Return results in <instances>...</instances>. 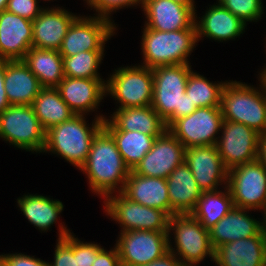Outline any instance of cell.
I'll use <instances>...</instances> for the list:
<instances>
[{
    "mask_svg": "<svg viewBox=\"0 0 266 266\" xmlns=\"http://www.w3.org/2000/svg\"><path fill=\"white\" fill-rule=\"evenodd\" d=\"M79 170L87 175L92 192L104 199L123 191L130 172L114 139L104 127L94 136L87 160Z\"/></svg>",
    "mask_w": 266,
    "mask_h": 266,
    "instance_id": "cell-1",
    "label": "cell"
},
{
    "mask_svg": "<svg viewBox=\"0 0 266 266\" xmlns=\"http://www.w3.org/2000/svg\"><path fill=\"white\" fill-rule=\"evenodd\" d=\"M189 64L162 65L152 68L153 99L151 106L168 127L174 120L190 115L197 107L187 94Z\"/></svg>",
    "mask_w": 266,
    "mask_h": 266,
    "instance_id": "cell-2",
    "label": "cell"
},
{
    "mask_svg": "<svg viewBox=\"0 0 266 266\" xmlns=\"http://www.w3.org/2000/svg\"><path fill=\"white\" fill-rule=\"evenodd\" d=\"M105 118L104 115H96L89 127L84 115H74L71 119L51 127L46 131L43 153L49 151L60 155L80 169L87 160L92 140L103 127Z\"/></svg>",
    "mask_w": 266,
    "mask_h": 266,
    "instance_id": "cell-3",
    "label": "cell"
},
{
    "mask_svg": "<svg viewBox=\"0 0 266 266\" xmlns=\"http://www.w3.org/2000/svg\"><path fill=\"white\" fill-rule=\"evenodd\" d=\"M259 81L261 91L243 82L227 81L221 93L220 109L224 120L266 134V90L263 82Z\"/></svg>",
    "mask_w": 266,
    "mask_h": 266,
    "instance_id": "cell-4",
    "label": "cell"
},
{
    "mask_svg": "<svg viewBox=\"0 0 266 266\" xmlns=\"http://www.w3.org/2000/svg\"><path fill=\"white\" fill-rule=\"evenodd\" d=\"M143 29L141 40L143 66L154 68L162 65L190 64L187 57L198 42L196 29L177 31H157L147 27Z\"/></svg>",
    "mask_w": 266,
    "mask_h": 266,
    "instance_id": "cell-5",
    "label": "cell"
},
{
    "mask_svg": "<svg viewBox=\"0 0 266 266\" xmlns=\"http://www.w3.org/2000/svg\"><path fill=\"white\" fill-rule=\"evenodd\" d=\"M171 231H174V245H171ZM168 251L173 253L183 266H196L211 257L214 262V249L210 242L209 230L191 214H174L169 219ZM179 256V257H178Z\"/></svg>",
    "mask_w": 266,
    "mask_h": 266,
    "instance_id": "cell-6",
    "label": "cell"
},
{
    "mask_svg": "<svg viewBox=\"0 0 266 266\" xmlns=\"http://www.w3.org/2000/svg\"><path fill=\"white\" fill-rule=\"evenodd\" d=\"M0 138L22 150L41 153L46 131L32 105H10L0 113Z\"/></svg>",
    "mask_w": 266,
    "mask_h": 266,
    "instance_id": "cell-7",
    "label": "cell"
},
{
    "mask_svg": "<svg viewBox=\"0 0 266 266\" xmlns=\"http://www.w3.org/2000/svg\"><path fill=\"white\" fill-rule=\"evenodd\" d=\"M115 69L106 81V95L119 103V108L147 107L153 99L152 68L127 66Z\"/></svg>",
    "mask_w": 266,
    "mask_h": 266,
    "instance_id": "cell-8",
    "label": "cell"
},
{
    "mask_svg": "<svg viewBox=\"0 0 266 266\" xmlns=\"http://www.w3.org/2000/svg\"><path fill=\"white\" fill-rule=\"evenodd\" d=\"M104 206L107 216L122 227L121 232L168 231L170 216L165 211L138 204L122 192L109 195L104 200Z\"/></svg>",
    "mask_w": 266,
    "mask_h": 266,
    "instance_id": "cell-9",
    "label": "cell"
},
{
    "mask_svg": "<svg viewBox=\"0 0 266 266\" xmlns=\"http://www.w3.org/2000/svg\"><path fill=\"white\" fill-rule=\"evenodd\" d=\"M226 186L234 207L266 211V169L258 160L228 170Z\"/></svg>",
    "mask_w": 266,
    "mask_h": 266,
    "instance_id": "cell-10",
    "label": "cell"
},
{
    "mask_svg": "<svg viewBox=\"0 0 266 266\" xmlns=\"http://www.w3.org/2000/svg\"><path fill=\"white\" fill-rule=\"evenodd\" d=\"M223 121L220 106L200 107L174 120L167 129L185 148L216 145Z\"/></svg>",
    "mask_w": 266,
    "mask_h": 266,
    "instance_id": "cell-11",
    "label": "cell"
},
{
    "mask_svg": "<svg viewBox=\"0 0 266 266\" xmlns=\"http://www.w3.org/2000/svg\"><path fill=\"white\" fill-rule=\"evenodd\" d=\"M116 25L111 20L98 16H78L70 25L61 47L63 57L84 51H104L105 42L114 35Z\"/></svg>",
    "mask_w": 266,
    "mask_h": 266,
    "instance_id": "cell-12",
    "label": "cell"
},
{
    "mask_svg": "<svg viewBox=\"0 0 266 266\" xmlns=\"http://www.w3.org/2000/svg\"><path fill=\"white\" fill-rule=\"evenodd\" d=\"M115 246L121 266H141L168 252V231L130 230L121 232Z\"/></svg>",
    "mask_w": 266,
    "mask_h": 266,
    "instance_id": "cell-13",
    "label": "cell"
},
{
    "mask_svg": "<svg viewBox=\"0 0 266 266\" xmlns=\"http://www.w3.org/2000/svg\"><path fill=\"white\" fill-rule=\"evenodd\" d=\"M222 129L216 146L228 170L257 160L260 134L256 130L229 120L223 121Z\"/></svg>",
    "mask_w": 266,
    "mask_h": 266,
    "instance_id": "cell-14",
    "label": "cell"
},
{
    "mask_svg": "<svg viewBox=\"0 0 266 266\" xmlns=\"http://www.w3.org/2000/svg\"><path fill=\"white\" fill-rule=\"evenodd\" d=\"M185 162V147L166 129L156 137L152 149L132 170L146 177L167 179L171 172Z\"/></svg>",
    "mask_w": 266,
    "mask_h": 266,
    "instance_id": "cell-15",
    "label": "cell"
},
{
    "mask_svg": "<svg viewBox=\"0 0 266 266\" xmlns=\"http://www.w3.org/2000/svg\"><path fill=\"white\" fill-rule=\"evenodd\" d=\"M185 163L202 192L216 191L223 182L227 185L228 169L216 145L185 148Z\"/></svg>",
    "mask_w": 266,
    "mask_h": 266,
    "instance_id": "cell-16",
    "label": "cell"
},
{
    "mask_svg": "<svg viewBox=\"0 0 266 266\" xmlns=\"http://www.w3.org/2000/svg\"><path fill=\"white\" fill-rule=\"evenodd\" d=\"M146 15L144 27L157 31L196 29L195 12L188 6L173 0H143Z\"/></svg>",
    "mask_w": 266,
    "mask_h": 266,
    "instance_id": "cell-17",
    "label": "cell"
},
{
    "mask_svg": "<svg viewBox=\"0 0 266 266\" xmlns=\"http://www.w3.org/2000/svg\"><path fill=\"white\" fill-rule=\"evenodd\" d=\"M32 47V21L7 10L0 12V60H23Z\"/></svg>",
    "mask_w": 266,
    "mask_h": 266,
    "instance_id": "cell-18",
    "label": "cell"
},
{
    "mask_svg": "<svg viewBox=\"0 0 266 266\" xmlns=\"http://www.w3.org/2000/svg\"><path fill=\"white\" fill-rule=\"evenodd\" d=\"M77 17L64 8H43L32 21V47L59 50L70 25Z\"/></svg>",
    "mask_w": 266,
    "mask_h": 266,
    "instance_id": "cell-19",
    "label": "cell"
},
{
    "mask_svg": "<svg viewBox=\"0 0 266 266\" xmlns=\"http://www.w3.org/2000/svg\"><path fill=\"white\" fill-rule=\"evenodd\" d=\"M62 100L76 115L95 111L106 96L104 79L70 78L65 76L56 87ZM104 96V97H103Z\"/></svg>",
    "mask_w": 266,
    "mask_h": 266,
    "instance_id": "cell-20",
    "label": "cell"
},
{
    "mask_svg": "<svg viewBox=\"0 0 266 266\" xmlns=\"http://www.w3.org/2000/svg\"><path fill=\"white\" fill-rule=\"evenodd\" d=\"M214 262L216 266H266V230L220 245L214 250Z\"/></svg>",
    "mask_w": 266,
    "mask_h": 266,
    "instance_id": "cell-21",
    "label": "cell"
},
{
    "mask_svg": "<svg viewBox=\"0 0 266 266\" xmlns=\"http://www.w3.org/2000/svg\"><path fill=\"white\" fill-rule=\"evenodd\" d=\"M250 209L233 207L209 230L210 242L215 250L222 244L258 236L264 230V222L250 217Z\"/></svg>",
    "mask_w": 266,
    "mask_h": 266,
    "instance_id": "cell-22",
    "label": "cell"
},
{
    "mask_svg": "<svg viewBox=\"0 0 266 266\" xmlns=\"http://www.w3.org/2000/svg\"><path fill=\"white\" fill-rule=\"evenodd\" d=\"M106 130L140 131L146 135L160 136L166 129L164 120L153 107L117 108L111 118H105Z\"/></svg>",
    "mask_w": 266,
    "mask_h": 266,
    "instance_id": "cell-23",
    "label": "cell"
},
{
    "mask_svg": "<svg viewBox=\"0 0 266 266\" xmlns=\"http://www.w3.org/2000/svg\"><path fill=\"white\" fill-rule=\"evenodd\" d=\"M195 12V26L197 33V41L201 38L208 37L219 42L232 40L243 34L247 26L232 12L223 7L219 2L214 4L199 20Z\"/></svg>",
    "mask_w": 266,
    "mask_h": 266,
    "instance_id": "cell-24",
    "label": "cell"
},
{
    "mask_svg": "<svg viewBox=\"0 0 266 266\" xmlns=\"http://www.w3.org/2000/svg\"><path fill=\"white\" fill-rule=\"evenodd\" d=\"M4 87L10 105H32L43 88L23 60L5 61Z\"/></svg>",
    "mask_w": 266,
    "mask_h": 266,
    "instance_id": "cell-25",
    "label": "cell"
},
{
    "mask_svg": "<svg viewBox=\"0 0 266 266\" xmlns=\"http://www.w3.org/2000/svg\"><path fill=\"white\" fill-rule=\"evenodd\" d=\"M170 200V217L174 214H190L196 207L202 191L192 171L184 162L166 179Z\"/></svg>",
    "mask_w": 266,
    "mask_h": 266,
    "instance_id": "cell-26",
    "label": "cell"
},
{
    "mask_svg": "<svg viewBox=\"0 0 266 266\" xmlns=\"http://www.w3.org/2000/svg\"><path fill=\"white\" fill-rule=\"evenodd\" d=\"M122 193L138 204L160 209L170 216L166 179L140 176L130 171Z\"/></svg>",
    "mask_w": 266,
    "mask_h": 266,
    "instance_id": "cell-27",
    "label": "cell"
},
{
    "mask_svg": "<svg viewBox=\"0 0 266 266\" xmlns=\"http://www.w3.org/2000/svg\"><path fill=\"white\" fill-rule=\"evenodd\" d=\"M23 62L38 78L42 87L56 88L63 80V56L58 50L31 47Z\"/></svg>",
    "mask_w": 266,
    "mask_h": 266,
    "instance_id": "cell-28",
    "label": "cell"
},
{
    "mask_svg": "<svg viewBox=\"0 0 266 266\" xmlns=\"http://www.w3.org/2000/svg\"><path fill=\"white\" fill-rule=\"evenodd\" d=\"M17 203L28 221L44 232L57 223L58 215L64 208L61 201L37 194H25L17 198Z\"/></svg>",
    "mask_w": 266,
    "mask_h": 266,
    "instance_id": "cell-29",
    "label": "cell"
},
{
    "mask_svg": "<svg viewBox=\"0 0 266 266\" xmlns=\"http://www.w3.org/2000/svg\"><path fill=\"white\" fill-rule=\"evenodd\" d=\"M32 107L45 131L76 115L62 100L59 90L52 87H43Z\"/></svg>",
    "mask_w": 266,
    "mask_h": 266,
    "instance_id": "cell-30",
    "label": "cell"
},
{
    "mask_svg": "<svg viewBox=\"0 0 266 266\" xmlns=\"http://www.w3.org/2000/svg\"><path fill=\"white\" fill-rule=\"evenodd\" d=\"M224 192L219 190L202 192L195 209L190 213L205 229L210 230L217 222L225 217L234 207L227 186Z\"/></svg>",
    "mask_w": 266,
    "mask_h": 266,
    "instance_id": "cell-31",
    "label": "cell"
},
{
    "mask_svg": "<svg viewBox=\"0 0 266 266\" xmlns=\"http://www.w3.org/2000/svg\"><path fill=\"white\" fill-rule=\"evenodd\" d=\"M114 139L124 163L132 171L152 149L155 136L140 131L107 130Z\"/></svg>",
    "mask_w": 266,
    "mask_h": 266,
    "instance_id": "cell-32",
    "label": "cell"
},
{
    "mask_svg": "<svg viewBox=\"0 0 266 266\" xmlns=\"http://www.w3.org/2000/svg\"><path fill=\"white\" fill-rule=\"evenodd\" d=\"M225 82L213 83L199 73L190 72L188 76L186 93L197 108L220 106L221 93Z\"/></svg>",
    "mask_w": 266,
    "mask_h": 266,
    "instance_id": "cell-33",
    "label": "cell"
},
{
    "mask_svg": "<svg viewBox=\"0 0 266 266\" xmlns=\"http://www.w3.org/2000/svg\"><path fill=\"white\" fill-rule=\"evenodd\" d=\"M104 51H84L63 57L64 76L70 78L102 79L98 73Z\"/></svg>",
    "mask_w": 266,
    "mask_h": 266,
    "instance_id": "cell-34",
    "label": "cell"
},
{
    "mask_svg": "<svg viewBox=\"0 0 266 266\" xmlns=\"http://www.w3.org/2000/svg\"><path fill=\"white\" fill-rule=\"evenodd\" d=\"M59 237L55 247L54 261L49 266H78L77 238L62 223L59 225Z\"/></svg>",
    "mask_w": 266,
    "mask_h": 266,
    "instance_id": "cell-35",
    "label": "cell"
},
{
    "mask_svg": "<svg viewBox=\"0 0 266 266\" xmlns=\"http://www.w3.org/2000/svg\"><path fill=\"white\" fill-rule=\"evenodd\" d=\"M243 23L256 22L264 14L262 0H217Z\"/></svg>",
    "mask_w": 266,
    "mask_h": 266,
    "instance_id": "cell-36",
    "label": "cell"
},
{
    "mask_svg": "<svg viewBox=\"0 0 266 266\" xmlns=\"http://www.w3.org/2000/svg\"><path fill=\"white\" fill-rule=\"evenodd\" d=\"M87 5L96 10L98 17L110 19V14L121 8L135 6L136 4L142 7L143 0H85Z\"/></svg>",
    "mask_w": 266,
    "mask_h": 266,
    "instance_id": "cell-37",
    "label": "cell"
},
{
    "mask_svg": "<svg viewBox=\"0 0 266 266\" xmlns=\"http://www.w3.org/2000/svg\"><path fill=\"white\" fill-rule=\"evenodd\" d=\"M38 0H9L6 10L33 21L42 11Z\"/></svg>",
    "mask_w": 266,
    "mask_h": 266,
    "instance_id": "cell-38",
    "label": "cell"
},
{
    "mask_svg": "<svg viewBox=\"0 0 266 266\" xmlns=\"http://www.w3.org/2000/svg\"><path fill=\"white\" fill-rule=\"evenodd\" d=\"M99 244L85 243L77 238V263L78 266H92L97 254L103 249Z\"/></svg>",
    "mask_w": 266,
    "mask_h": 266,
    "instance_id": "cell-39",
    "label": "cell"
},
{
    "mask_svg": "<svg viewBox=\"0 0 266 266\" xmlns=\"http://www.w3.org/2000/svg\"><path fill=\"white\" fill-rule=\"evenodd\" d=\"M0 260L4 266H49L48 262L22 253L2 254Z\"/></svg>",
    "mask_w": 266,
    "mask_h": 266,
    "instance_id": "cell-40",
    "label": "cell"
},
{
    "mask_svg": "<svg viewBox=\"0 0 266 266\" xmlns=\"http://www.w3.org/2000/svg\"><path fill=\"white\" fill-rule=\"evenodd\" d=\"M92 266H121L120 257L116 246L110 251L102 249L93 262Z\"/></svg>",
    "mask_w": 266,
    "mask_h": 266,
    "instance_id": "cell-41",
    "label": "cell"
},
{
    "mask_svg": "<svg viewBox=\"0 0 266 266\" xmlns=\"http://www.w3.org/2000/svg\"><path fill=\"white\" fill-rule=\"evenodd\" d=\"M141 266H183V265L173 253L168 251L161 258Z\"/></svg>",
    "mask_w": 266,
    "mask_h": 266,
    "instance_id": "cell-42",
    "label": "cell"
},
{
    "mask_svg": "<svg viewBox=\"0 0 266 266\" xmlns=\"http://www.w3.org/2000/svg\"><path fill=\"white\" fill-rule=\"evenodd\" d=\"M5 61L0 60V113L10 106L7 100V94L4 87Z\"/></svg>",
    "mask_w": 266,
    "mask_h": 266,
    "instance_id": "cell-43",
    "label": "cell"
},
{
    "mask_svg": "<svg viewBox=\"0 0 266 266\" xmlns=\"http://www.w3.org/2000/svg\"><path fill=\"white\" fill-rule=\"evenodd\" d=\"M257 160L266 169V134H260Z\"/></svg>",
    "mask_w": 266,
    "mask_h": 266,
    "instance_id": "cell-44",
    "label": "cell"
},
{
    "mask_svg": "<svg viewBox=\"0 0 266 266\" xmlns=\"http://www.w3.org/2000/svg\"><path fill=\"white\" fill-rule=\"evenodd\" d=\"M173 1H176V2H179V3H182V4H184V5H186V6H188V7H190L194 12L196 11L195 10V6L196 5H194V0H173Z\"/></svg>",
    "mask_w": 266,
    "mask_h": 266,
    "instance_id": "cell-45",
    "label": "cell"
},
{
    "mask_svg": "<svg viewBox=\"0 0 266 266\" xmlns=\"http://www.w3.org/2000/svg\"><path fill=\"white\" fill-rule=\"evenodd\" d=\"M263 71H261L260 74V80L263 82L264 86H265V90H266V67L264 69H262Z\"/></svg>",
    "mask_w": 266,
    "mask_h": 266,
    "instance_id": "cell-46",
    "label": "cell"
},
{
    "mask_svg": "<svg viewBox=\"0 0 266 266\" xmlns=\"http://www.w3.org/2000/svg\"><path fill=\"white\" fill-rule=\"evenodd\" d=\"M9 0H0V12L6 10L7 4Z\"/></svg>",
    "mask_w": 266,
    "mask_h": 266,
    "instance_id": "cell-47",
    "label": "cell"
},
{
    "mask_svg": "<svg viewBox=\"0 0 266 266\" xmlns=\"http://www.w3.org/2000/svg\"><path fill=\"white\" fill-rule=\"evenodd\" d=\"M262 214L264 215L262 220L264 222V229L266 230V211Z\"/></svg>",
    "mask_w": 266,
    "mask_h": 266,
    "instance_id": "cell-48",
    "label": "cell"
}]
</instances>
